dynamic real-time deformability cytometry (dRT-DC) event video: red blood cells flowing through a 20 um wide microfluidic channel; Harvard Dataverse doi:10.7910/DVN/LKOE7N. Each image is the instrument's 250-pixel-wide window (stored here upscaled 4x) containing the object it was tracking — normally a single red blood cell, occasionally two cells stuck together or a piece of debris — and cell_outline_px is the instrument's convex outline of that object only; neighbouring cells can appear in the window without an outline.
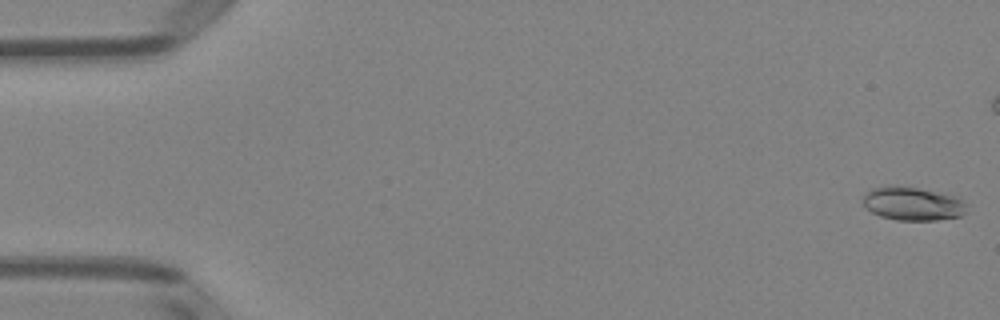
{"species": "Egyptian fruit bat (a non-hibernating species)", "species_latin": "Rousettus aegyptiacus", "temperature_condition": "room temperature", "stored_images_in_passage": 42, "camera_frame_rate_fps": 3000, "um_per_image_px": 0.085, "animal": {"sex": "female"}, "frame": {"image": 1, "passage_image": 1, "time_ms": 0.0, "image_size_px": [1000, 320], "cell_outline_px": [[968, 204], [964, 212], [960, 216], [936, 220], [896, 220], [880, 216], [872, 212], [860, 200], [872, 188], [888, 184], [896, 184], [916, 188], [952, 196], [964, 200]], "centroid_in_image_um": [77.54, 17.3], "position_along_channel_um": 7.5, "area_um2": 20.23}}
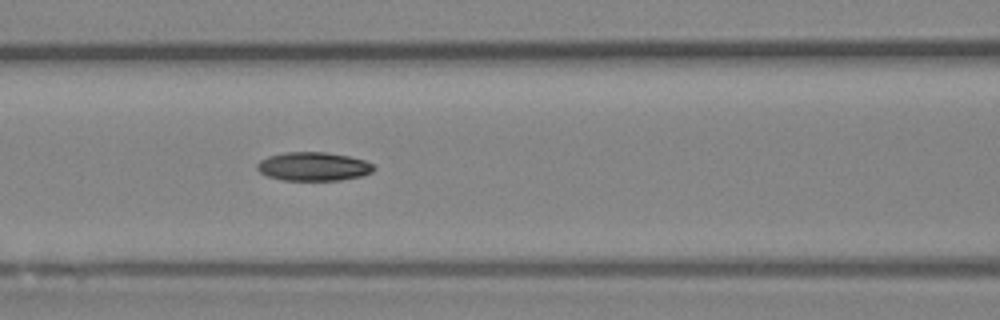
{"frame": {"image": 2, "passage_image": 22, "time_ms": 7.0, "image_size_px": [1000, 320], "cell_outline_px": [[376, 168], [372, 172], [360, 176], [340, 180], [284, 180], [268, 176], [260, 172], [256, 168], [256, 164], [260, 160], [268, 156], [284, 152], [324, 152], [348, 156], [364, 160], [372, 164]], "centroid_in_image_um": [26.62, 14.15], "position_along_channel_um": 140.0, "area_um2": 19.42}}
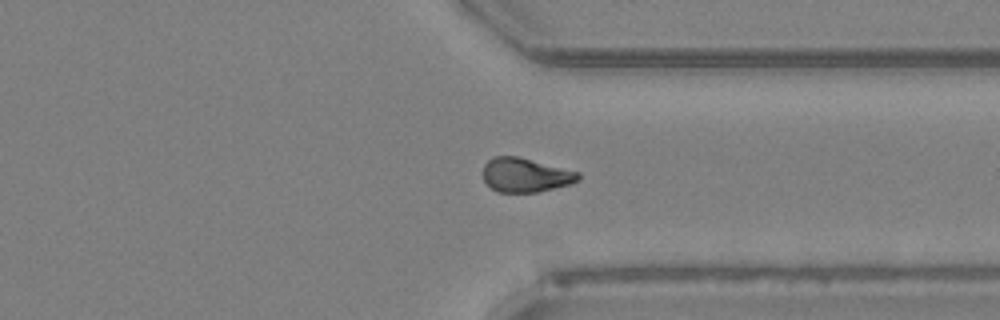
{"frame": {"image": 3, "passage_image": 39, "time_ms": 12.667, "image_size_px": [1000, 320], "cell_outline_px": [[580, 180], [572, 184], [536, 192], [496, 192], [484, 180], [484, 164], [492, 156], [520, 156], [580, 172]], "centroid_in_image_um": [44.69, 14.86], "position_along_channel_um": 366.7, "area_um2": 19.13}}